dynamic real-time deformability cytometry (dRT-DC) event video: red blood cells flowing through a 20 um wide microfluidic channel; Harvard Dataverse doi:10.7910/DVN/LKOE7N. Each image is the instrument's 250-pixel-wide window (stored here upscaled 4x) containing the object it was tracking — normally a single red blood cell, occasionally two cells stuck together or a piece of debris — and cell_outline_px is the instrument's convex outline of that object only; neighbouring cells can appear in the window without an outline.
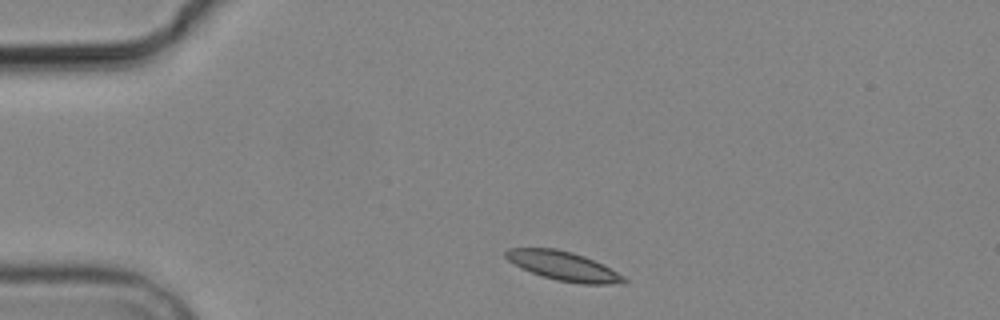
{"species": "common noctule bat (a hibernating species)", "species_latin": "Nyctalus noctula", "temperature_condition": "cold", "stored_images_in_passage": 2, "camera_frame_rate_fps": 3000, "um_per_image_px": 0.085, "animal": {"sex": "male", "body_mass_g": 19.2, "forearm_length_mm": 51.8}, "frame": {"image": 1, "passage_image": 1, "time_ms": 0.0, "image_size_px": [1000, 320], "cell_outline_px": [[628, 280], [624, 284], [580, 284], [556, 280], [532, 272], [508, 260], [504, 256], [504, 252], [508, 248], [556, 248], [572, 252], [584, 256], [624, 276]], "centroid_in_image_um": [47.9, 22.61], "position_along_channel_um": 37.1, "area_um2": 19.71}}